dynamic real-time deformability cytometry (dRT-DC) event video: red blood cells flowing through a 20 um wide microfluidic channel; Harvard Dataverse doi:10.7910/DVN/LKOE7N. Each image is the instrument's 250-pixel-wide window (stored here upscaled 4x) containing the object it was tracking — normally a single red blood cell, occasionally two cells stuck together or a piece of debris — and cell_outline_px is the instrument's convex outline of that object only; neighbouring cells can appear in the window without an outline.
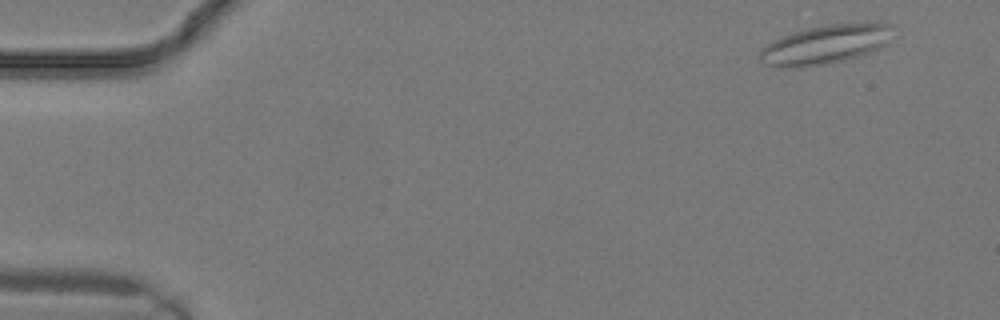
{"species": "common noctule bat (a hibernating species)", "species_latin": "Nyctalus noctula", "temperature_condition": "warm", "stored_images_in_passage": 8, "camera_frame_rate_fps": 3000, "um_per_image_px": 0.085, "animal": {"sex": "male", "body_mass_g": 19.2, "forearm_length_mm": 51.8}, "frame": {"image": 1, "passage_image": 2, "time_ms": 0.333, "image_size_px": [1000, 320], "cell_outline_px": [[888, 24], [884, 44], [868, 52], [844, 60], [824, 64], [796, 68], [776, 68], [764, 64], [760, 60], [760, 48], [772, 40], [792, 32], [808, 28], [828, 24], [864, 20], [880, 20]], "centroid_in_image_um": [70.05, 3.76], "position_along_channel_um": 15.0, "area_um2": 30.35}}